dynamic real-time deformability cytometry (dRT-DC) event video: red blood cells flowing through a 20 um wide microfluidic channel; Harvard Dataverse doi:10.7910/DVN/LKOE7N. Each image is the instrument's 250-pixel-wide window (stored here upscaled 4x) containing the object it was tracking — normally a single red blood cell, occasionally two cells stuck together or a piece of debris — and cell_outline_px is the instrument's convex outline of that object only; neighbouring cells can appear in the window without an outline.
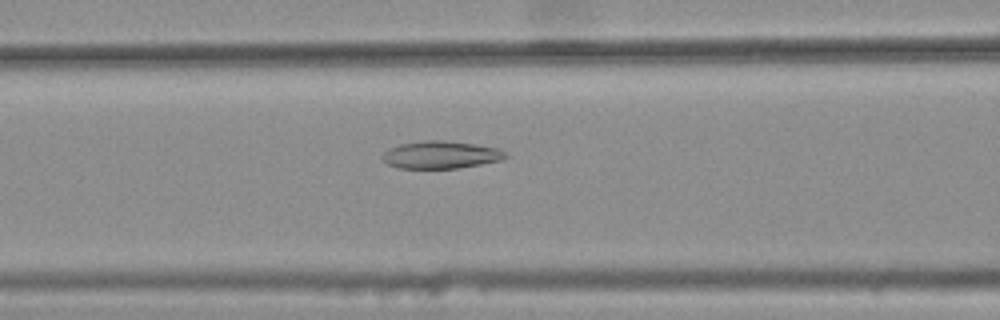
{"species": "common noctule bat (a hibernating species)", "species_latin": "Nyctalus noctula", "temperature_condition": "warm", "stored_images_in_passage": 36, "camera_frame_rate_fps": 3000, "um_per_image_px": 0.085, "animal": {"sex": "female", "body_mass_g": 25.1}, "frame": {"image": 1, "passage_image": 10, "time_ms": 3.0, "image_size_px": [1000, 320], "cell_outline_px": [[508, 156], [500, 160], [480, 164], [456, 168], [396, 168], [388, 164], [384, 160], [384, 152], [400, 144], [424, 140], [444, 140], [476, 144], [496, 148], [504, 152]], "centroid_in_image_um": [37.47, 13.15], "position_along_channel_um": 129.1, "area_um2": 19.42}}
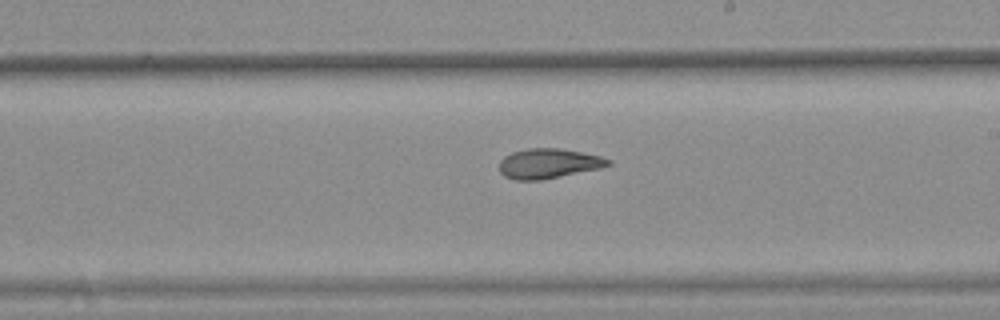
{"frame": {"image": 2, "passage_image": 19, "time_ms": 6.0, "image_size_px": [1000, 320], "cell_outline_px": [[612, 164], [600, 168], [540, 180], [516, 180], [504, 176], [500, 172], [500, 160], [504, 156], [512, 152], [528, 148], [560, 148], [600, 156], [612, 160]], "centroid_in_image_um": [46.61, 13.89], "position_along_channel_um": 242.4, "area_um2": 18.84}}
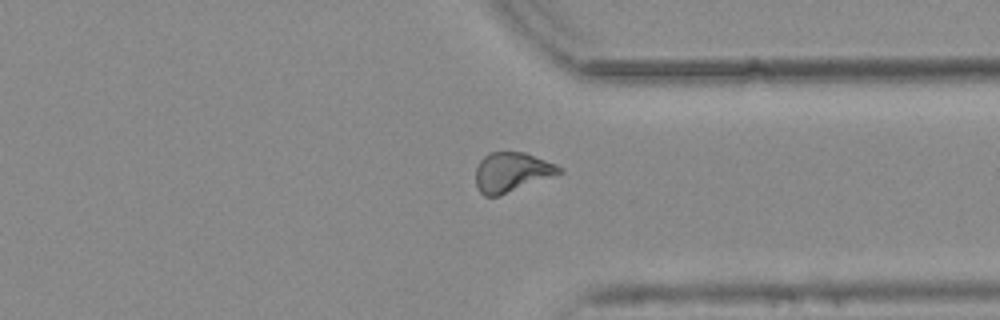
{"frame": {"image": 3, "passage_image": 29, "time_ms": 9.333, "image_size_px": [1000, 320], "cell_outline_px": [[564, 172], [500, 196], [484, 196], [480, 192], [476, 184], [476, 168], [480, 160], [488, 152], [524, 152], [556, 164], [564, 168]], "centroid_in_image_um": [43.51, 14.63], "position_along_channel_um": 367.9, "area_um2": 19.36}, "authors_computed_cell_mechanics": {"area_um2": 19.3341, "velocity_mm_per_s": 3.787, "shape_relaxation_time_tau1_ms": null, "shape_relaxation_time_tau2_ms": 3.0428, "deformation_change_tau1": null, "deformation_change_tau2": 0.0913}}